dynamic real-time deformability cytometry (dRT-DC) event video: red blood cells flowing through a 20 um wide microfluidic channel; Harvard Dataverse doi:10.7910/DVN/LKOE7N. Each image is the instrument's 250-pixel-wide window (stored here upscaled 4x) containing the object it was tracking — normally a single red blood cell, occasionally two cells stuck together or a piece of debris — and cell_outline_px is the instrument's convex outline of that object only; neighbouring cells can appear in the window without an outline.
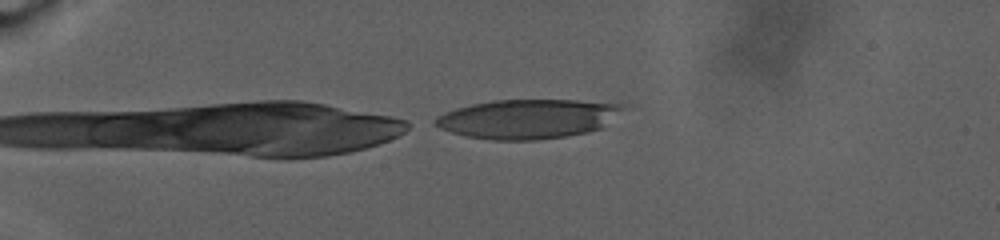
{"species": "human", "species_latin": "Homo sapiens", "temperature_condition": "warm", "stored_images_in_passage": 68, "camera_frame_rate_fps": 3000, "um_per_image_px": 0.085, "donor": {"sex": "male"}, "frame": {"image": 1, "passage_image": 1, "time_ms": 0.0, "image_size_px": [1000, 240], "cell_outline_px": [[628, 104], [600, 128], [588, 132], [564, 136], [536, 140], [492, 140], [464, 136], [440, 128], [432, 124], [432, 120], [436, 116], [444, 112], [456, 108], [472, 104], [492, 100], [576, 100]], "centroid_in_image_um": [44.79, 10.1], "position_along_channel_um": 40.2, "area_um2": 42.95}}
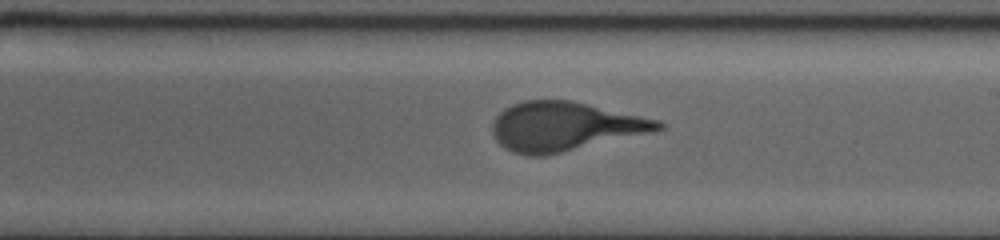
{"frame": {"image": 2, "passage_image": 35, "time_ms": 11.333, "image_size_px": [1000, 240], "cell_outline_px": [[664, 128], [656, 132], [544, 156], [528, 156], [512, 152], [504, 148], [496, 140], [492, 132], [492, 120], [504, 108], [512, 104], [524, 100], [572, 100], [660, 120], [664, 124]], "centroid_in_image_um": [48.01, 10.75], "position_along_channel_um": 241.0, "area_um2": 47.8}}
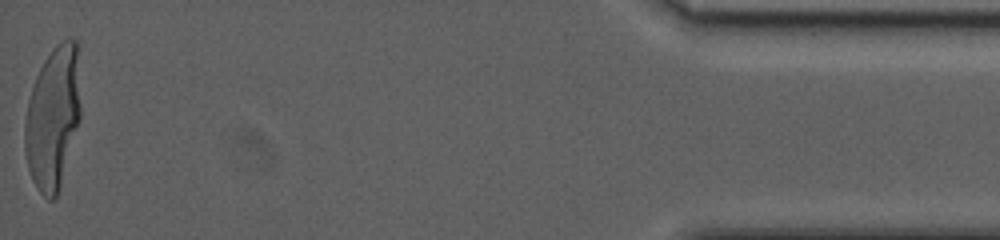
{"frame": {"image": 3, "passage_image": 68, "time_ms": 22.333, "image_size_px": [1000, 240], "cell_outline_px": [[80, 120], [60, 184], [56, 196], [52, 200], [48, 200], [40, 192], [32, 180], [28, 168], [24, 152], [24, 124], [28, 100], [36, 76], [44, 60], [52, 48], [60, 40], [68, 36], [72, 36], [76, 40], [80, 108]], "centroid_in_image_um": [4.48, 9.97], "position_along_channel_um": 430.7, "area_um2": 46.3}}